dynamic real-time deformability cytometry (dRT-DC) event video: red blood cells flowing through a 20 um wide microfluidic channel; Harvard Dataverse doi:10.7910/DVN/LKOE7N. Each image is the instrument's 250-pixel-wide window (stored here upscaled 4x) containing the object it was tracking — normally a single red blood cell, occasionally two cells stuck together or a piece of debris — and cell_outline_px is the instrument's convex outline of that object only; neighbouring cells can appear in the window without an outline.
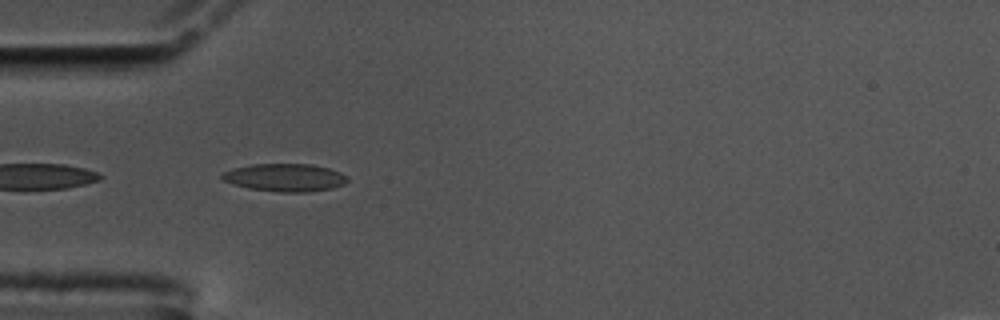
{"species": "common noctule bat (a hibernating species)", "species_latin": "Nyctalus noctula", "temperature_condition": "cold", "stored_images_in_passage": 4, "camera_frame_rate_fps": 3000, "um_per_image_px": 0.085, "animal": {"sex": "male", "body_mass_g": 17.5, "forearm_length_mm": 52.3}, "frame": {"image": 1, "passage_image": 2, "time_ms": 0.333, "image_size_px": [1000, 320], "cell_outline_px": [[348, 180], [344, 184], [332, 188], [308, 192], [280, 192], [248, 188], [232, 184], [224, 180], [220, 176], [224, 172], [232, 168], [252, 164], [312, 164], [328, 168], [340, 172], [348, 176]], "centroid_in_image_um": [24.23, 15.09], "position_along_channel_um": 60.8, "area_um2": 20.35}}